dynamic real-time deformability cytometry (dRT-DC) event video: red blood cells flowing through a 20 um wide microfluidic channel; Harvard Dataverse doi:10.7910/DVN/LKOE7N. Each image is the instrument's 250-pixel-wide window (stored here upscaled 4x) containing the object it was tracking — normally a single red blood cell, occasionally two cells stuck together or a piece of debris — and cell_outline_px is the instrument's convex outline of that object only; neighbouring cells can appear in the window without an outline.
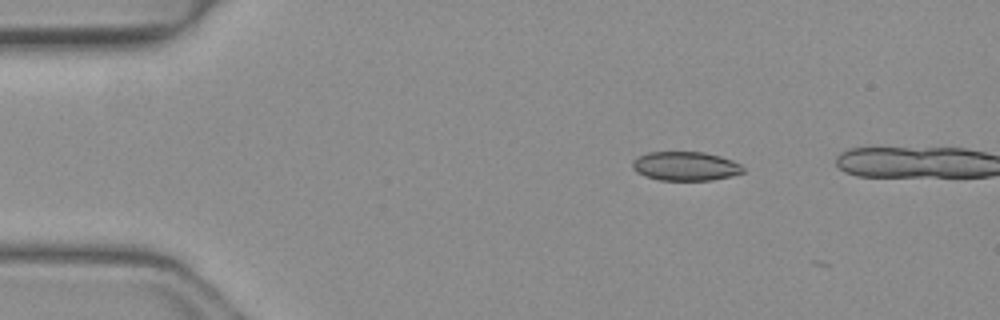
{"species": "common noctule bat (a hibernating species)", "species_latin": "Nyctalus noctula", "temperature_condition": "warm", "stored_images_in_passage": 4, "camera_frame_rate_fps": 3000, "um_per_image_px": 0.085, "animal": {"sex": "female", "body_mass_g": 19.3, "forearm_length_mm": 54.1}, "frame": {"image": 1, "passage_image": 2, "time_ms": 0.333, "image_size_px": [1000, 320], "cell_outline_px": [[744, 172], [732, 176], [712, 180], [660, 180], [644, 176], [636, 172], [632, 168], [632, 160], [636, 156], [648, 152], [704, 152], [720, 156], [732, 160], [740, 164], [744, 168]], "centroid_in_image_um": [58.24, 14.12], "position_along_channel_um": 26.8, "area_um2": 18.9}}